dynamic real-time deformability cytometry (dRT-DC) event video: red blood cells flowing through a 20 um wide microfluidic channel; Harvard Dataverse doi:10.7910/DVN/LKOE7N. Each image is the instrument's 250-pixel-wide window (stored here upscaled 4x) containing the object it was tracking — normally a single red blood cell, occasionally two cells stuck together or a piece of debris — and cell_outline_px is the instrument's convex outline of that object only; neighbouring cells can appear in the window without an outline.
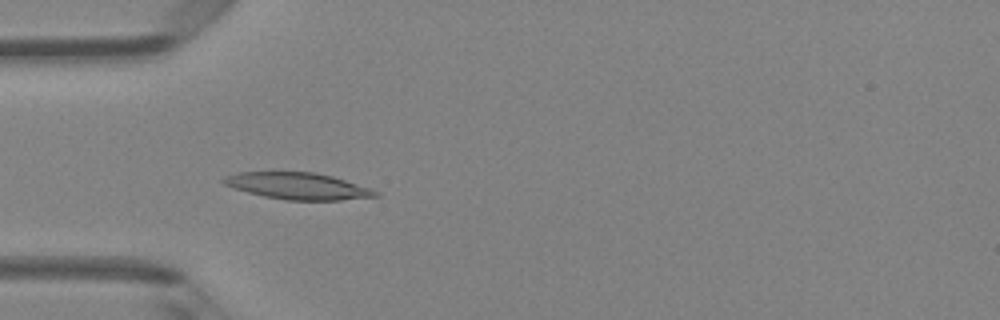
{"species": "Egyptian fruit bat (a non-hibernating species)", "species_latin": "Rousettus aegyptiacus", "temperature_condition": "room temperature", "stored_images_in_passage": 41, "camera_frame_rate_fps": 3000, "um_per_image_px": 0.085, "animal": {"sex": "female"}, "frame": {"image": 1, "passage_image": 8, "time_ms": 2.333, "image_size_px": [1000, 320], "cell_outline_px": [[380, 196], [340, 200], [288, 200], [264, 196], [232, 188], [224, 184], [220, 180], [224, 176], [240, 172], [312, 172], [332, 176], [372, 188], [380, 192]], "centroid_in_image_um": [25.33, 15.81], "position_along_channel_um": 59.7, "area_um2": 23.64}}
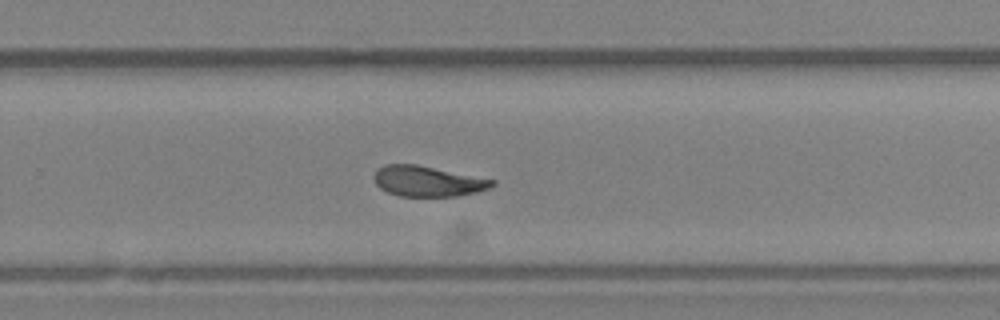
{"frame": {"image": 2, "passage_image": 25, "time_ms": 8.0, "image_size_px": [1000, 320], "cell_outline_px": [[496, 184], [488, 188], [476, 192], [456, 196], [400, 196], [388, 192], [380, 188], [376, 184], [372, 176], [376, 168], [384, 164], [416, 164], [496, 180]], "centroid_in_image_um": [36.31, 15.39], "position_along_channel_um": 293.5, "area_um2": 21.04}}
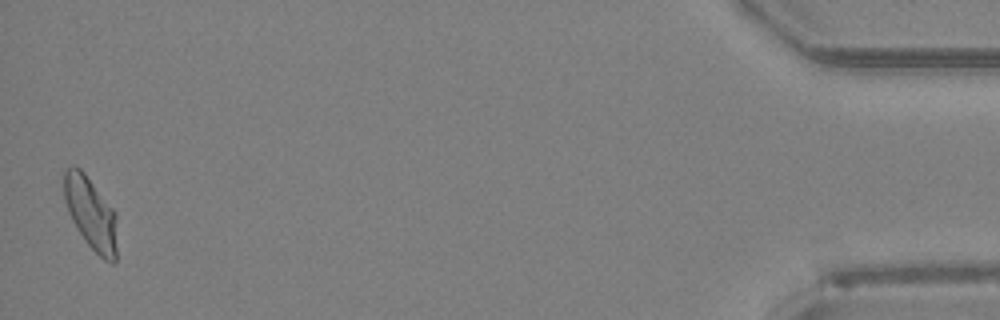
{"frame": {"image": 3, "passage_image": 41, "time_ms": 13.333, "image_size_px": [1000, 320], "cell_outline_px": [[116, 260], [112, 264], [104, 260], [84, 240], [76, 228], [68, 212], [64, 200], [64, 172], [72, 164], [80, 168], [84, 172], [116, 212]], "centroid_in_image_um": [7.71, 18.13], "position_along_channel_um": 427.5, "area_um2": 22.43}, "authors_computed_cell_mechanics": {"area_um2": 22.0218, "velocity_mm_per_s": 4.2014, "shape_relaxation_time_tau1_ms": 10.1637, "shape_relaxation_time_tau2_ms": 2.1556, "deformation_change_tau1": 0.2874, "deformation_change_tau2": 0.08}}